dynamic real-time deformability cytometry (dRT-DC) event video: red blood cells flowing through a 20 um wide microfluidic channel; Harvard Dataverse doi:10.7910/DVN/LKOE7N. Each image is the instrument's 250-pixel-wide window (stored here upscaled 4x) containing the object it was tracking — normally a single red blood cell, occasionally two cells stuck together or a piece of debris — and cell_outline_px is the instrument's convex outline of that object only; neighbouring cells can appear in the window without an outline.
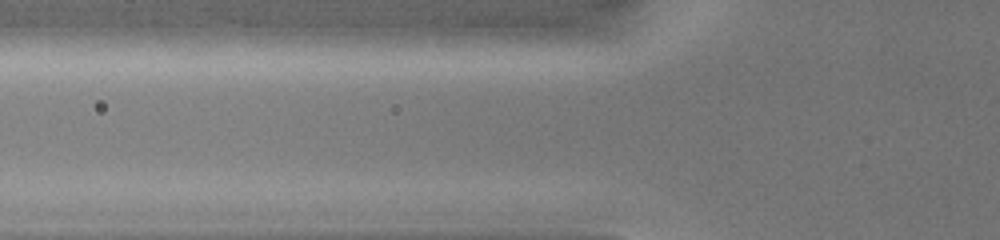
{"species": "common noctule bat (a hibernating species)", "species_latin": "Nyctalus noctula", "temperature_condition": "warm", "stored_images_in_passage": 2, "camera_frame_rate_fps": 3000, "um_per_image_px": 0.085, "animal": {"sex": "female", "body_mass_g": 19.0, "forearm_length_mm": 51.5}, "frame": {"image": 1, "passage_image": 2, "time_ms": 1.0, "image_size_px": [1000, 240], "cell_outline_px": [[632, 28], [628, 36], [616, 40], [592, 44], [556, 48], [472, 52], [408, 52], [396, 44], [396, 32], [472, 24], [572, 24]], "centroid_in_image_um": [42.99, 3.17], "position_along_channel_um": 82.8, "area_um2": 38.03}}